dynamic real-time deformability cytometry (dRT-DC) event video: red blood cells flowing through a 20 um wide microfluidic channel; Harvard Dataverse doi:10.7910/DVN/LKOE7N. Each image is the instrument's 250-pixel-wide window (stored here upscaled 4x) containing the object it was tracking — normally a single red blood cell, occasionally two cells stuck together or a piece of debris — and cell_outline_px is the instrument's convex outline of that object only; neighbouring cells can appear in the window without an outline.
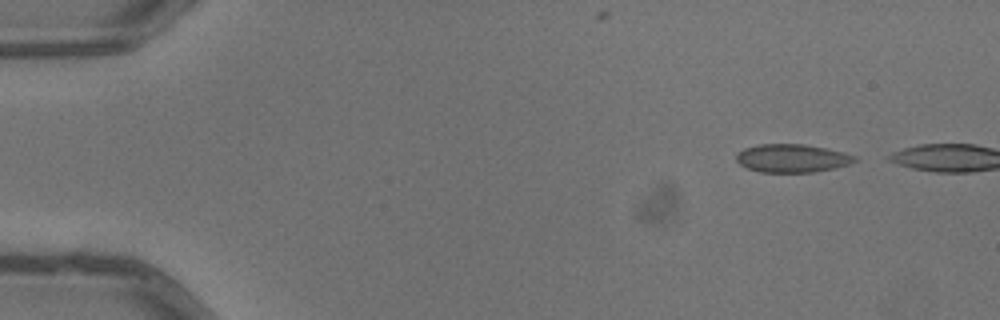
{"species": "common noctule bat (a hibernating species)", "species_latin": "Nyctalus noctula", "temperature_condition": "warm", "stored_images_in_passage": 2, "camera_frame_rate_fps": 3000, "um_per_image_px": 0.085, "animal": {"sex": "male", "body_mass_g": 13.3}, "frame": {"image": 1, "passage_image": 1, "time_ms": 0.0, "image_size_px": [1000, 320], "cell_outline_px": [[856, 160], [848, 164], [836, 168], [812, 172], [760, 172], [748, 168], [740, 164], [736, 160], [736, 152], [744, 148], [760, 144], [804, 144], [828, 148], [844, 152], [856, 156]], "centroid_in_image_um": [67.32, 13.44], "position_along_channel_um": 17.7, "area_um2": 19.54}}